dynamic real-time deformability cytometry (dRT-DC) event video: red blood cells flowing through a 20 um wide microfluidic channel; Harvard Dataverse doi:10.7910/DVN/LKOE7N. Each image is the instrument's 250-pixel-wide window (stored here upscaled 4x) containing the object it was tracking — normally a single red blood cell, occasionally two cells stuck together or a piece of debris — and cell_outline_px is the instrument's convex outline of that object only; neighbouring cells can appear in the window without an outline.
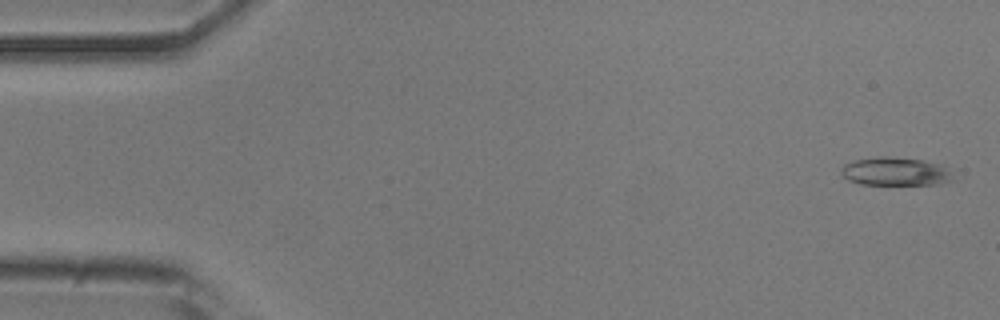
{"species": "common noctule bat (a hibernating species)", "species_latin": "Nyctalus noctula", "temperature_condition": "room temperature", "stored_images_in_passage": 51, "camera_frame_rate_fps": 3000, "um_per_image_px": 0.085, "animal": {"sex": "male", "body_mass_g": 20.5, "forearm_length_mm": 52.5}, "frame": {"image": 1, "passage_image": 1, "time_ms": 0.0, "image_size_px": [1000, 320], "cell_outline_px": [[956, 180], [936, 184], [860, 184], [848, 180], [840, 172], [840, 168], [844, 164], [856, 160], [884, 156], [888, 156], [924, 160], [944, 164]], "centroid_in_image_um": [76.15, 14.57], "position_along_channel_um": 8.9, "area_um2": 18.55}}
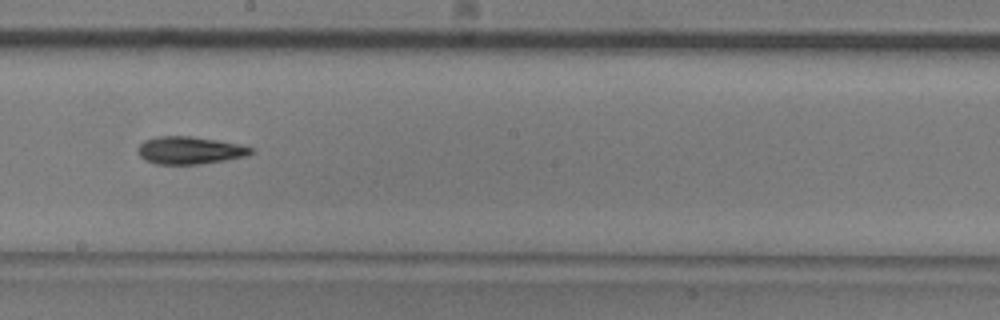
{"frame": {"image": 2, "passage_image": 28, "time_ms": 9.0, "image_size_px": [1000, 320], "cell_outline_px": [[256, 148], [248, 156], [200, 164], [156, 164], [144, 160], [140, 156], [140, 144], [144, 140], [156, 136], [188, 136], [216, 140], [240, 144]], "centroid_in_image_um": [16.16, 12.78], "position_along_channel_um": 232.0, "area_um2": 18.09}}
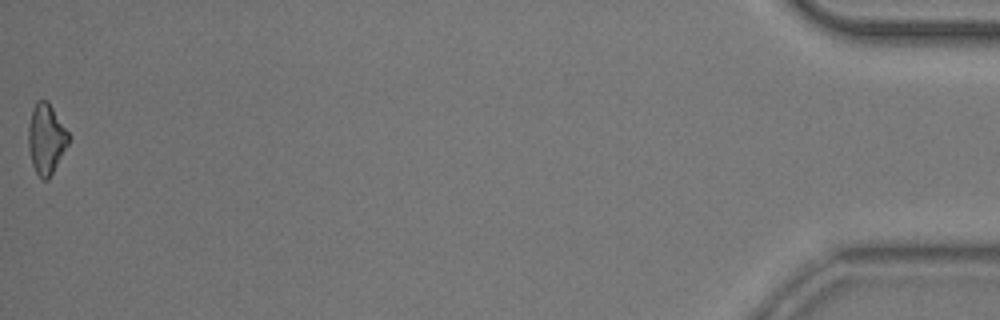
{"frame": {"image": 3, "passage_image": 51, "time_ms": 16.667, "image_size_px": [1000, 320], "cell_outline_px": [[72, 136], [68, 144], [48, 180], [44, 180], [36, 172], [32, 164], [28, 148], [28, 128], [32, 108], [36, 100], [48, 100]], "centroid_in_image_um": [3.94, 11.76], "position_along_channel_um": 431.3, "area_um2": 16.65}, "authors_computed_cell_mechanics": {"area_um2": 17.8602, "velocity_mm_per_s": 3.898, "shape_relaxation_time_tau1_ms": 5.3655, "shape_relaxation_time_tau2_ms": null, "deformation_change_tau1": 0.1855, "deformation_change_tau2": null}}